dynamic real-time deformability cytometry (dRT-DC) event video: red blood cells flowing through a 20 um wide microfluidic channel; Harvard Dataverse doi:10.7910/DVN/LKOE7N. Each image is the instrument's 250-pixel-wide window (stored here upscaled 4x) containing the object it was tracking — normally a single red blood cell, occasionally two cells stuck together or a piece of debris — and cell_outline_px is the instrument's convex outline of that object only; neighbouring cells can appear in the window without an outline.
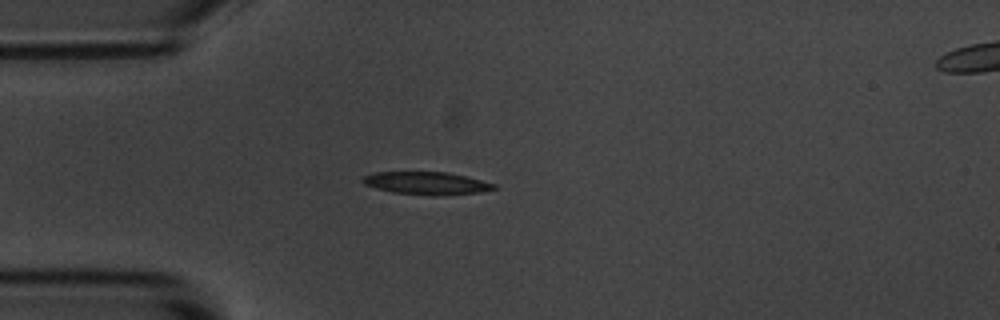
{"species": "common noctule bat (a hibernating species)", "species_latin": "Nyctalus noctula", "temperature_condition": "room temperature", "stored_images_in_passage": 3, "camera_frame_rate_fps": 3000, "um_per_image_px": 0.085, "animal": {"sex": "male", "body_mass_g": 20.1, "forearm_length_mm": 53.5}, "frame": {"image": 1, "passage_image": 3, "time_ms": 2.333, "image_size_px": [1000, 320], "cell_outline_px": [[496, 188], [480, 192], [444, 196], [432, 196], [392, 192], [376, 188], [364, 184], [360, 180], [364, 176], [376, 172], [448, 172], [496, 184]], "centroid_in_image_um": [36.24, 15.58], "position_along_channel_um": 48.8, "area_um2": 17.4}}